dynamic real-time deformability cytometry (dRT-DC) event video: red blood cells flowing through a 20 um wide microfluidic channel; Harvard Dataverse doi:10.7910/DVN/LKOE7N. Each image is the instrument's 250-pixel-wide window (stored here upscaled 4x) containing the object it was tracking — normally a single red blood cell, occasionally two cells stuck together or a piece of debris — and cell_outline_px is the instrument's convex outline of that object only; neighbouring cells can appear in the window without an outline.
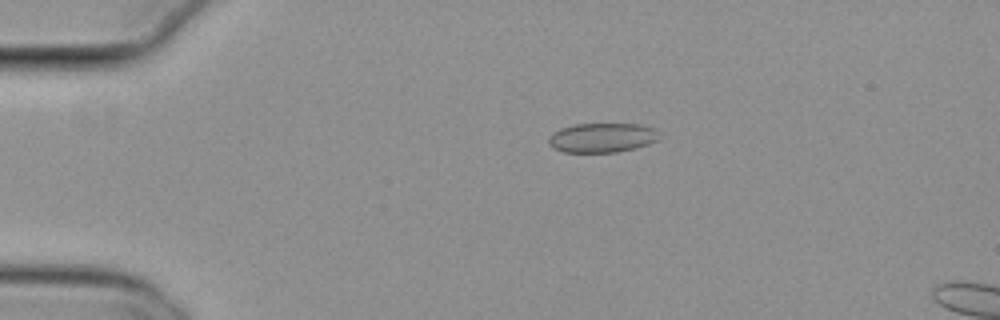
{"species": "common noctule bat (a hibernating species)", "species_latin": "Nyctalus noctula", "temperature_condition": "cold", "stored_images_in_passage": 14, "camera_frame_rate_fps": 3000, "um_per_image_px": 0.085, "animal": {"sex": "female", "body_mass_g": 29.2, "forearm_length_mm": 56.3}, "frame": {"image": 1, "passage_image": 10, "time_ms": 3.0, "image_size_px": [1000, 320], "cell_outline_px": [[660, 136], [656, 140], [648, 144], [636, 148], [616, 152], [564, 152], [552, 148], [548, 144], [548, 136], [552, 132], [560, 128], [576, 124], [640, 124], [652, 128]], "centroid_in_image_um": [51.12, 11.71], "position_along_channel_um": 33.9, "area_um2": 19.02}}